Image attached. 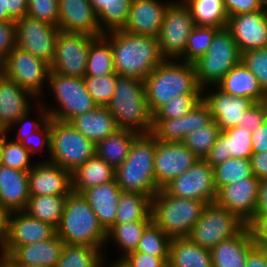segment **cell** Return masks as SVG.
Returning <instances> with one entry per match:
<instances>
[{
  "instance_id": "obj_39",
  "label": "cell",
  "mask_w": 267,
  "mask_h": 267,
  "mask_svg": "<svg viewBox=\"0 0 267 267\" xmlns=\"http://www.w3.org/2000/svg\"><path fill=\"white\" fill-rule=\"evenodd\" d=\"M152 220H142L135 222H127L122 224H114L107 231L106 244L114 243L121 251L118 259H122L127 254L134 252L138 246L139 240Z\"/></svg>"
},
{
  "instance_id": "obj_61",
  "label": "cell",
  "mask_w": 267,
  "mask_h": 267,
  "mask_svg": "<svg viewBox=\"0 0 267 267\" xmlns=\"http://www.w3.org/2000/svg\"><path fill=\"white\" fill-rule=\"evenodd\" d=\"M253 153L267 151V122L252 131L251 135Z\"/></svg>"
},
{
  "instance_id": "obj_26",
  "label": "cell",
  "mask_w": 267,
  "mask_h": 267,
  "mask_svg": "<svg viewBox=\"0 0 267 267\" xmlns=\"http://www.w3.org/2000/svg\"><path fill=\"white\" fill-rule=\"evenodd\" d=\"M251 135L252 130L244 128L242 124L221 131L204 160L214 167L231 157L250 158L253 154Z\"/></svg>"
},
{
  "instance_id": "obj_49",
  "label": "cell",
  "mask_w": 267,
  "mask_h": 267,
  "mask_svg": "<svg viewBox=\"0 0 267 267\" xmlns=\"http://www.w3.org/2000/svg\"><path fill=\"white\" fill-rule=\"evenodd\" d=\"M203 100V94H183L174 97L161 106L154 114L153 119L180 118L188 114Z\"/></svg>"
},
{
  "instance_id": "obj_29",
  "label": "cell",
  "mask_w": 267,
  "mask_h": 267,
  "mask_svg": "<svg viewBox=\"0 0 267 267\" xmlns=\"http://www.w3.org/2000/svg\"><path fill=\"white\" fill-rule=\"evenodd\" d=\"M255 247L247 225L239 234L225 239L210 250L213 267H244L248 253Z\"/></svg>"
},
{
  "instance_id": "obj_50",
  "label": "cell",
  "mask_w": 267,
  "mask_h": 267,
  "mask_svg": "<svg viewBox=\"0 0 267 267\" xmlns=\"http://www.w3.org/2000/svg\"><path fill=\"white\" fill-rule=\"evenodd\" d=\"M33 111H36L35 114H36V118L38 117L37 120L36 118L35 119L32 118L31 120L30 116L32 114L30 110L25 115L21 116L15 123H13L7 129V132L11 133L12 132L11 129H13L14 127L18 128L17 133H16L17 135H15L16 136L15 139L13 137L14 141L21 143L29 135L39 130L49 120L48 112L40 101L36 104L35 108L33 107L32 113ZM37 113H38V116H37Z\"/></svg>"
},
{
  "instance_id": "obj_24",
  "label": "cell",
  "mask_w": 267,
  "mask_h": 267,
  "mask_svg": "<svg viewBox=\"0 0 267 267\" xmlns=\"http://www.w3.org/2000/svg\"><path fill=\"white\" fill-rule=\"evenodd\" d=\"M171 2L172 0H132L127 22L122 30L157 38Z\"/></svg>"
},
{
  "instance_id": "obj_69",
  "label": "cell",
  "mask_w": 267,
  "mask_h": 267,
  "mask_svg": "<svg viewBox=\"0 0 267 267\" xmlns=\"http://www.w3.org/2000/svg\"><path fill=\"white\" fill-rule=\"evenodd\" d=\"M259 2L263 6V8H267V0H259Z\"/></svg>"
},
{
  "instance_id": "obj_20",
  "label": "cell",
  "mask_w": 267,
  "mask_h": 267,
  "mask_svg": "<svg viewBox=\"0 0 267 267\" xmlns=\"http://www.w3.org/2000/svg\"><path fill=\"white\" fill-rule=\"evenodd\" d=\"M203 101L209 106L212 119L221 131L240 125L245 112L255 103L250 98L231 96L217 86L203 89Z\"/></svg>"
},
{
  "instance_id": "obj_33",
  "label": "cell",
  "mask_w": 267,
  "mask_h": 267,
  "mask_svg": "<svg viewBox=\"0 0 267 267\" xmlns=\"http://www.w3.org/2000/svg\"><path fill=\"white\" fill-rule=\"evenodd\" d=\"M168 264L172 267H213L210 250L188 237L172 238Z\"/></svg>"
},
{
  "instance_id": "obj_30",
  "label": "cell",
  "mask_w": 267,
  "mask_h": 267,
  "mask_svg": "<svg viewBox=\"0 0 267 267\" xmlns=\"http://www.w3.org/2000/svg\"><path fill=\"white\" fill-rule=\"evenodd\" d=\"M65 242L55 234L52 238L17 247L9 256L14 264L56 267Z\"/></svg>"
},
{
  "instance_id": "obj_19",
  "label": "cell",
  "mask_w": 267,
  "mask_h": 267,
  "mask_svg": "<svg viewBox=\"0 0 267 267\" xmlns=\"http://www.w3.org/2000/svg\"><path fill=\"white\" fill-rule=\"evenodd\" d=\"M227 28L241 53L267 47V8L230 16Z\"/></svg>"
},
{
  "instance_id": "obj_3",
  "label": "cell",
  "mask_w": 267,
  "mask_h": 267,
  "mask_svg": "<svg viewBox=\"0 0 267 267\" xmlns=\"http://www.w3.org/2000/svg\"><path fill=\"white\" fill-rule=\"evenodd\" d=\"M106 107L118 129L138 134L152 132L153 115L149 110L144 80L118 76L115 91Z\"/></svg>"
},
{
  "instance_id": "obj_14",
  "label": "cell",
  "mask_w": 267,
  "mask_h": 267,
  "mask_svg": "<svg viewBox=\"0 0 267 267\" xmlns=\"http://www.w3.org/2000/svg\"><path fill=\"white\" fill-rule=\"evenodd\" d=\"M162 189L175 197L213 203L217 196L214 168L199 158L187 171L172 179Z\"/></svg>"
},
{
  "instance_id": "obj_21",
  "label": "cell",
  "mask_w": 267,
  "mask_h": 267,
  "mask_svg": "<svg viewBox=\"0 0 267 267\" xmlns=\"http://www.w3.org/2000/svg\"><path fill=\"white\" fill-rule=\"evenodd\" d=\"M211 110L202 100L188 114L173 119H153L152 134L159 141L182 142L186 135L212 121Z\"/></svg>"
},
{
  "instance_id": "obj_68",
  "label": "cell",
  "mask_w": 267,
  "mask_h": 267,
  "mask_svg": "<svg viewBox=\"0 0 267 267\" xmlns=\"http://www.w3.org/2000/svg\"><path fill=\"white\" fill-rule=\"evenodd\" d=\"M16 267H43L40 265H28V264H15Z\"/></svg>"
},
{
  "instance_id": "obj_22",
  "label": "cell",
  "mask_w": 267,
  "mask_h": 267,
  "mask_svg": "<svg viewBox=\"0 0 267 267\" xmlns=\"http://www.w3.org/2000/svg\"><path fill=\"white\" fill-rule=\"evenodd\" d=\"M30 196L68 195L72 173L49 161H39L28 171Z\"/></svg>"
},
{
  "instance_id": "obj_11",
  "label": "cell",
  "mask_w": 267,
  "mask_h": 267,
  "mask_svg": "<svg viewBox=\"0 0 267 267\" xmlns=\"http://www.w3.org/2000/svg\"><path fill=\"white\" fill-rule=\"evenodd\" d=\"M50 71L48 63L17 46L3 61V75L31 92L39 101L46 96L44 88Z\"/></svg>"
},
{
  "instance_id": "obj_37",
  "label": "cell",
  "mask_w": 267,
  "mask_h": 267,
  "mask_svg": "<svg viewBox=\"0 0 267 267\" xmlns=\"http://www.w3.org/2000/svg\"><path fill=\"white\" fill-rule=\"evenodd\" d=\"M152 198L138 192H123L117 205L115 224L152 220Z\"/></svg>"
},
{
  "instance_id": "obj_36",
  "label": "cell",
  "mask_w": 267,
  "mask_h": 267,
  "mask_svg": "<svg viewBox=\"0 0 267 267\" xmlns=\"http://www.w3.org/2000/svg\"><path fill=\"white\" fill-rule=\"evenodd\" d=\"M103 34L122 30L127 22L132 0H89Z\"/></svg>"
},
{
  "instance_id": "obj_59",
  "label": "cell",
  "mask_w": 267,
  "mask_h": 267,
  "mask_svg": "<svg viewBox=\"0 0 267 267\" xmlns=\"http://www.w3.org/2000/svg\"><path fill=\"white\" fill-rule=\"evenodd\" d=\"M224 5L229 17L263 9L259 0H224Z\"/></svg>"
},
{
  "instance_id": "obj_66",
  "label": "cell",
  "mask_w": 267,
  "mask_h": 267,
  "mask_svg": "<svg viewBox=\"0 0 267 267\" xmlns=\"http://www.w3.org/2000/svg\"><path fill=\"white\" fill-rule=\"evenodd\" d=\"M0 267H16V265L7 256L0 254Z\"/></svg>"
},
{
  "instance_id": "obj_17",
  "label": "cell",
  "mask_w": 267,
  "mask_h": 267,
  "mask_svg": "<svg viewBox=\"0 0 267 267\" xmlns=\"http://www.w3.org/2000/svg\"><path fill=\"white\" fill-rule=\"evenodd\" d=\"M260 181L253 175L223 186L217 191L215 202L248 225L256 215Z\"/></svg>"
},
{
  "instance_id": "obj_15",
  "label": "cell",
  "mask_w": 267,
  "mask_h": 267,
  "mask_svg": "<svg viewBox=\"0 0 267 267\" xmlns=\"http://www.w3.org/2000/svg\"><path fill=\"white\" fill-rule=\"evenodd\" d=\"M15 25L16 46L51 65L60 29L28 15L16 20Z\"/></svg>"
},
{
  "instance_id": "obj_45",
  "label": "cell",
  "mask_w": 267,
  "mask_h": 267,
  "mask_svg": "<svg viewBox=\"0 0 267 267\" xmlns=\"http://www.w3.org/2000/svg\"><path fill=\"white\" fill-rule=\"evenodd\" d=\"M172 238L151 222L144 230L135 252L155 257H169Z\"/></svg>"
},
{
  "instance_id": "obj_46",
  "label": "cell",
  "mask_w": 267,
  "mask_h": 267,
  "mask_svg": "<svg viewBox=\"0 0 267 267\" xmlns=\"http://www.w3.org/2000/svg\"><path fill=\"white\" fill-rule=\"evenodd\" d=\"M219 126L212 120L204 127H199L186 135L182 143L187 146L198 158L204 159L215 145L219 133Z\"/></svg>"
},
{
  "instance_id": "obj_16",
  "label": "cell",
  "mask_w": 267,
  "mask_h": 267,
  "mask_svg": "<svg viewBox=\"0 0 267 267\" xmlns=\"http://www.w3.org/2000/svg\"><path fill=\"white\" fill-rule=\"evenodd\" d=\"M198 159L182 142H164L155 137L154 172L157 186L162 189Z\"/></svg>"
},
{
  "instance_id": "obj_27",
  "label": "cell",
  "mask_w": 267,
  "mask_h": 267,
  "mask_svg": "<svg viewBox=\"0 0 267 267\" xmlns=\"http://www.w3.org/2000/svg\"><path fill=\"white\" fill-rule=\"evenodd\" d=\"M121 193L122 190L116 179L90 187L81 193L106 232L115 224L118 199Z\"/></svg>"
},
{
  "instance_id": "obj_67",
  "label": "cell",
  "mask_w": 267,
  "mask_h": 267,
  "mask_svg": "<svg viewBox=\"0 0 267 267\" xmlns=\"http://www.w3.org/2000/svg\"><path fill=\"white\" fill-rule=\"evenodd\" d=\"M7 130H0V162H1V156H2V149H3V142L6 136H8Z\"/></svg>"
},
{
  "instance_id": "obj_44",
  "label": "cell",
  "mask_w": 267,
  "mask_h": 267,
  "mask_svg": "<svg viewBox=\"0 0 267 267\" xmlns=\"http://www.w3.org/2000/svg\"><path fill=\"white\" fill-rule=\"evenodd\" d=\"M219 29L211 26L196 25L188 37L183 55L178 60L191 64L196 62L207 52Z\"/></svg>"
},
{
  "instance_id": "obj_12",
  "label": "cell",
  "mask_w": 267,
  "mask_h": 267,
  "mask_svg": "<svg viewBox=\"0 0 267 267\" xmlns=\"http://www.w3.org/2000/svg\"><path fill=\"white\" fill-rule=\"evenodd\" d=\"M196 24L183 0L172 1L165 12L157 40L165 59H179Z\"/></svg>"
},
{
  "instance_id": "obj_10",
  "label": "cell",
  "mask_w": 267,
  "mask_h": 267,
  "mask_svg": "<svg viewBox=\"0 0 267 267\" xmlns=\"http://www.w3.org/2000/svg\"><path fill=\"white\" fill-rule=\"evenodd\" d=\"M246 226L238 216L216 202L208 203L188 238L211 250L221 241L239 234Z\"/></svg>"
},
{
  "instance_id": "obj_72",
  "label": "cell",
  "mask_w": 267,
  "mask_h": 267,
  "mask_svg": "<svg viewBox=\"0 0 267 267\" xmlns=\"http://www.w3.org/2000/svg\"><path fill=\"white\" fill-rule=\"evenodd\" d=\"M266 266H267V249H266Z\"/></svg>"
},
{
  "instance_id": "obj_31",
  "label": "cell",
  "mask_w": 267,
  "mask_h": 267,
  "mask_svg": "<svg viewBox=\"0 0 267 267\" xmlns=\"http://www.w3.org/2000/svg\"><path fill=\"white\" fill-rule=\"evenodd\" d=\"M216 86L231 96L250 98L255 103L267 101V93L242 61L230 69Z\"/></svg>"
},
{
  "instance_id": "obj_1",
  "label": "cell",
  "mask_w": 267,
  "mask_h": 267,
  "mask_svg": "<svg viewBox=\"0 0 267 267\" xmlns=\"http://www.w3.org/2000/svg\"><path fill=\"white\" fill-rule=\"evenodd\" d=\"M111 45L115 72L122 77L144 80L165 58L156 37L124 30L102 35Z\"/></svg>"
},
{
  "instance_id": "obj_9",
  "label": "cell",
  "mask_w": 267,
  "mask_h": 267,
  "mask_svg": "<svg viewBox=\"0 0 267 267\" xmlns=\"http://www.w3.org/2000/svg\"><path fill=\"white\" fill-rule=\"evenodd\" d=\"M49 162L70 171L95 156L96 144L76 130L70 122L49 118Z\"/></svg>"
},
{
  "instance_id": "obj_65",
  "label": "cell",
  "mask_w": 267,
  "mask_h": 267,
  "mask_svg": "<svg viewBox=\"0 0 267 267\" xmlns=\"http://www.w3.org/2000/svg\"><path fill=\"white\" fill-rule=\"evenodd\" d=\"M106 259V256L104 258V263H103V267H130L123 259H118V258H115L117 260H111V264H107L106 261H108ZM106 264V265H105ZM109 265V266H108Z\"/></svg>"
},
{
  "instance_id": "obj_54",
  "label": "cell",
  "mask_w": 267,
  "mask_h": 267,
  "mask_svg": "<svg viewBox=\"0 0 267 267\" xmlns=\"http://www.w3.org/2000/svg\"><path fill=\"white\" fill-rule=\"evenodd\" d=\"M28 0H0V21H16L27 14Z\"/></svg>"
},
{
  "instance_id": "obj_25",
  "label": "cell",
  "mask_w": 267,
  "mask_h": 267,
  "mask_svg": "<svg viewBox=\"0 0 267 267\" xmlns=\"http://www.w3.org/2000/svg\"><path fill=\"white\" fill-rule=\"evenodd\" d=\"M32 100L34 105L30 103ZM39 99L4 75L0 77V130H7L21 116L32 110Z\"/></svg>"
},
{
  "instance_id": "obj_51",
  "label": "cell",
  "mask_w": 267,
  "mask_h": 267,
  "mask_svg": "<svg viewBox=\"0 0 267 267\" xmlns=\"http://www.w3.org/2000/svg\"><path fill=\"white\" fill-rule=\"evenodd\" d=\"M241 61L256 76L260 86L267 93V47L242 53Z\"/></svg>"
},
{
  "instance_id": "obj_52",
  "label": "cell",
  "mask_w": 267,
  "mask_h": 267,
  "mask_svg": "<svg viewBox=\"0 0 267 267\" xmlns=\"http://www.w3.org/2000/svg\"><path fill=\"white\" fill-rule=\"evenodd\" d=\"M58 5V0H28L26 15L58 27Z\"/></svg>"
},
{
  "instance_id": "obj_41",
  "label": "cell",
  "mask_w": 267,
  "mask_h": 267,
  "mask_svg": "<svg viewBox=\"0 0 267 267\" xmlns=\"http://www.w3.org/2000/svg\"><path fill=\"white\" fill-rule=\"evenodd\" d=\"M105 251L97 247L65 243L56 267H103Z\"/></svg>"
},
{
  "instance_id": "obj_8",
  "label": "cell",
  "mask_w": 267,
  "mask_h": 267,
  "mask_svg": "<svg viewBox=\"0 0 267 267\" xmlns=\"http://www.w3.org/2000/svg\"><path fill=\"white\" fill-rule=\"evenodd\" d=\"M242 53L239 50L231 31L220 28L207 52L193 63L196 80L203 90L216 86L235 65L241 62Z\"/></svg>"
},
{
  "instance_id": "obj_23",
  "label": "cell",
  "mask_w": 267,
  "mask_h": 267,
  "mask_svg": "<svg viewBox=\"0 0 267 267\" xmlns=\"http://www.w3.org/2000/svg\"><path fill=\"white\" fill-rule=\"evenodd\" d=\"M58 28L64 32L101 37L97 15L89 0H58Z\"/></svg>"
},
{
  "instance_id": "obj_53",
  "label": "cell",
  "mask_w": 267,
  "mask_h": 267,
  "mask_svg": "<svg viewBox=\"0 0 267 267\" xmlns=\"http://www.w3.org/2000/svg\"><path fill=\"white\" fill-rule=\"evenodd\" d=\"M21 144L29 150L32 156H35V153L41 155L40 151H47V160L44 159L42 161H48L50 154V120L39 130L24 139Z\"/></svg>"
},
{
  "instance_id": "obj_55",
  "label": "cell",
  "mask_w": 267,
  "mask_h": 267,
  "mask_svg": "<svg viewBox=\"0 0 267 267\" xmlns=\"http://www.w3.org/2000/svg\"><path fill=\"white\" fill-rule=\"evenodd\" d=\"M16 47L15 21H0V60L3 62L7 55Z\"/></svg>"
},
{
  "instance_id": "obj_34",
  "label": "cell",
  "mask_w": 267,
  "mask_h": 267,
  "mask_svg": "<svg viewBox=\"0 0 267 267\" xmlns=\"http://www.w3.org/2000/svg\"><path fill=\"white\" fill-rule=\"evenodd\" d=\"M114 179L115 169L95 155L72 172V191L81 194L85 189Z\"/></svg>"
},
{
  "instance_id": "obj_57",
  "label": "cell",
  "mask_w": 267,
  "mask_h": 267,
  "mask_svg": "<svg viewBox=\"0 0 267 267\" xmlns=\"http://www.w3.org/2000/svg\"><path fill=\"white\" fill-rule=\"evenodd\" d=\"M266 121V101L254 103L244 114L242 125L246 129L255 130Z\"/></svg>"
},
{
  "instance_id": "obj_13",
  "label": "cell",
  "mask_w": 267,
  "mask_h": 267,
  "mask_svg": "<svg viewBox=\"0 0 267 267\" xmlns=\"http://www.w3.org/2000/svg\"><path fill=\"white\" fill-rule=\"evenodd\" d=\"M96 38L97 36L59 30L50 70L65 76L83 78L90 44Z\"/></svg>"
},
{
  "instance_id": "obj_6",
  "label": "cell",
  "mask_w": 267,
  "mask_h": 267,
  "mask_svg": "<svg viewBox=\"0 0 267 267\" xmlns=\"http://www.w3.org/2000/svg\"><path fill=\"white\" fill-rule=\"evenodd\" d=\"M207 203L179 198L160 189L151 201L152 222L169 237H188Z\"/></svg>"
},
{
  "instance_id": "obj_47",
  "label": "cell",
  "mask_w": 267,
  "mask_h": 267,
  "mask_svg": "<svg viewBox=\"0 0 267 267\" xmlns=\"http://www.w3.org/2000/svg\"><path fill=\"white\" fill-rule=\"evenodd\" d=\"M5 137L0 164L20 171H29L36 164L32 155L20 142ZM33 163H32V162Z\"/></svg>"
},
{
  "instance_id": "obj_42",
  "label": "cell",
  "mask_w": 267,
  "mask_h": 267,
  "mask_svg": "<svg viewBox=\"0 0 267 267\" xmlns=\"http://www.w3.org/2000/svg\"><path fill=\"white\" fill-rule=\"evenodd\" d=\"M115 73L112 47L103 37H97L88 51L85 76H101Z\"/></svg>"
},
{
  "instance_id": "obj_18",
  "label": "cell",
  "mask_w": 267,
  "mask_h": 267,
  "mask_svg": "<svg viewBox=\"0 0 267 267\" xmlns=\"http://www.w3.org/2000/svg\"><path fill=\"white\" fill-rule=\"evenodd\" d=\"M55 234V227L30 216L26 211L11 212L8 237L0 254L9 256L19 246L45 241Z\"/></svg>"
},
{
  "instance_id": "obj_48",
  "label": "cell",
  "mask_w": 267,
  "mask_h": 267,
  "mask_svg": "<svg viewBox=\"0 0 267 267\" xmlns=\"http://www.w3.org/2000/svg\"><path fill=\"white\" fill-rule=\"evenodd\" d=\"M118 76L115 72L101 76L83 77L87 91L97 106L106 107L108 105L115 91L116 78Z\"/></svg>"
},
{
  "instance_id": "obj_70",
  "label": "cell",
  "mask_w": 267,
  "mask_h": 267,
  "mask_svg": "<svg viewBox=\"0 0 267 267\" xmlns=\"http://www.w3.org/2000/svg\"><path fill=\"white\" fill-rule=\"evenodd\" d=\"M3 75V62L0 60V77Z\"/></svg>"
},
{
  "instance_id": "obj_7",
  "label": "cell",
  "mask_w": 267,
  "mask_h": 267,
  "mask_svg": "<svg viewBox=\"0 0 267 267\" xmlns=\"http://www.w3.org/2000/svg\"><path fill=\"white\" fill-rule=\"evenodd\" d=\"M47 88L53 93L56 104L53 107L44 103L43 99L40 100L47 110L49 118L70 122L74 117L97 107L87 91L83 78L65 76L50 71Z\"/></svg>"
},
{
  "instance_id": "obj_35",
  "label": "cell",
  "mask_w": 267,
  "mask_h": 267,
  "mask_svg": "<svg viewBox=\"0 0 267 267\" xmlns=\"http://www.w3.org/2000/svg\"><path fill=\"white\" fill-rule=\"evenodd\" d=\"M137 135L138 133L131 130L118 129L114 134L96 143L95 155L116 169L127 158Z\"/></svg>"
},
{
  "instance_id": "obj_40",
  "label": "cell",
  "mask_w": 267,
  "mask_h": 267,
  "mask_svg": "<svg viewBox=\"0 0 267 267\" xmlns=\"http://www.w3.org/2000/svg\"><path fill=\"white\" fill-rule=\"evenodd\" d=\"M67 195L30 196L25 211L32 217L57 228L60 224Z\"/></svg>"
},
{
  "instance_id": "obj_32",
  "label": "cell",
  "mask_w": 267,
  "mask_h": 267,
  "mask_svg": "<svg viewBox=\"0 0 267 267\" xmlns=\"http://www.w3.org/2000/svg\"><path fill=\"white\" fill-rule=\"evenodd\" d=\"M70 123L95 144L118 130L114 117L107 107L97 106L91 111L74 117Z\"/></svg>"
},
{
  "instance_id": "obj_43",
  "label": "cell",
  "mask_w": 267,
  "mask_h": 267,
  "mask_svg": "<svg viewBox=\"0 0 267 267\" xmlns=\"http://www.w3.org/2000/svg\"><path fill=\"white\" fill-rule=\"evenodd\" d=\"M213 168L217 191L223 186L253 176L250 158L231 157Z\"/></svg>"
},
{
  "instance_id": "obj_56",
  "label": "cell",
  "mask_w": 267,
  "mask_h": 267,
  "mask_svg": "<svg viewBox=\"0 0 267 267\" xmlns=\"http://www.w3.org/2000/svg\"><path fill=\"white\" fill-rule=\"evenodd\" d=\"M130 267H165L169 257H155L140 252H131L122 258Z\"/></svg>"
},
{
  "instance_id": "obj_5",
  "label": "cell",
  "mask_w": 267,
  "mask_h": 267,
  "mask_svg": "<svg viewBox=\"0 0 267 267\" xmlns=\"http://www.w3.org/2000/svg\"><path fill=\"white\" fill-rule=\"evenodd\" d=\"M56 234L67 244L107 249V232L100 225L96 214L80 193L72 191L67 195Z\"/></svg>"
},
{
  "instance_id": "obj_28",
  "label": "cell",
  "mask_w": 267,
  "mask_h": 267,
  "mask_svg": "<svg viewBox=\"0 0 267 267\" xmlns=\"http://www.w3.org/2000/svg\"><path fill=\"white\" fill-rule=\"evenodd\" d=\"M29 198L28 171L0 164V203L10 213L25 211Z\"/></svg>"
},
{
  "instance_id": "obj_62",
  "label": "cell",
  "mask_w": 267,
  "mask_h": 267,
  "mask_svg": "<svg viewBox=\"0 0 267 267\" xmlns=\"http://www.w3.org/2000/svg\"><path fill=\"white\" fill-rule=\"evenodd\" d=\"M244 267H267L266 249L254 247L249 253Z\"/></svg>"
},
{
  "instance_id": "obj_4",
  "label": "cell",
  "mask_w": 267,
  "mask_h": 267,
  "mask_svg": "<svg viewBox=\"0 0 267 267\" xmlns=\"http://www.w3.org/2000/svg\"><path fill=\"white\" fill-rule=\"evenodd\" d=\"M155 136L138 134L125 161L115 169V179L123 192H138L150 198L160 190L154 172Z\"/></svg>"
},
{
  "instance_id": "obj_38",
  "label": "cell",
  "mask_w": 267,
  "mask_h": 267,
  "mask_svg": "<svg viewBox=\"0 0 267 267\" xmlns=\"http://www.w3.org/2000/svg\"><path fill=\"white\" fill-rule=\"evenodd\" d=\"M197 26L227 27L228 14L224 0H183Z\"/></svg>"
},
{
  "instance_id": "obj_63",
  "label": "cell",
  "mask_w": 267,
  "mask_h": 267,
  "mask_svg": "<svg viewBox=\"0 0 267 267\" xmlns=\"http://www.w3.org/2000/svg\"><path fill=\"white\" fill-rule=\"evenodd\" d=\"M10 212L0 203V251L5 245L9 233Z\"/></svg>"
},
{
  "instance_id": "obj_2",
  "label": "cell",
  "mask_w": 267,
  "mask_h": 267,
  "mask_svg": "<svg viewBox=\"0 0 267 267\" xmlns=\"http://www.w3.org/2000/svg\"><path fill=\"white\" fill-rule=\"evenodd\" d=\"M144 83L152 115L176 96L203 94L194 65L178 59H165L144 79Z\"/></svg>"
},
{
  "instance_id": "obj_58",
  "label": "cell",
  "mask_w": 267,
  "mask_h": 267,
  "mask_svg": "<svg viewBox=\"0 0 267 267\" xmlns=\"http://www.w3.org/2000/svg\"><path fill=\"white\" fill-rule=\"evenodd\" d=\"M248 226L255 246L261 249H267V214L255 216Z\"/></svg>"
},
{
  "instance_id": "obj_60",
  "label": "cell",
  "mask_w": 267,
  "mask_h": 267,
  "mask_svg": "<svg viewBox=\"0 0 267 267\" xmlns=\"http://www.w3.org/2000/svg\"><path fill=\"white\" fill-rule=\"evenodd\" d=\"M253 175L259 179L267 178V151L253 153L250 157Z\"/></svg>"
},
{
  "instance_id": "obj_71",
  "label": "cell",
  "mask_w": 267,
  "mask_h": 267,
  "mask_svg": "<svg viewBox=\"0 0 267 267\" xmlns=\"http://www.w3.org/2000/svg\"><path fill=\"white\" fill-rule=\"evenodd\" d=\"M266 122H267V101H266Z\"/></svg>"
},
{
  "instance_id": "obj_64",
  "label": "cell",
  "mask_w": 267,
  "mask_h": 267,
  "mask_svg": "<svg viewBox=\"0 0 267 267\" xmlns=\"http://www.w3.org/2000/svg\"><path fill=\"white\" fill-rule=\"evenodd\" d=\"M267 214V178L260 181L256 215Z\"/></svg>"
}]
</instances>
